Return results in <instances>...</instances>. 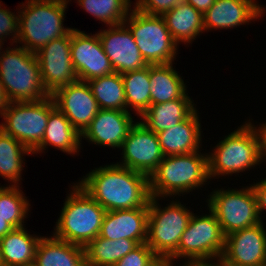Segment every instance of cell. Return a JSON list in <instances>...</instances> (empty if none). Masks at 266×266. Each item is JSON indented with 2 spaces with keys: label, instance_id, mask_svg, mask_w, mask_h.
I'll return each mask as SVG.
<instances>
[{
  "label": "cell",
  "instance_id": "obj_1",
  "mask_svg": "<svg viewBox=\"0 0 266 266\" xmlns=\"http://www.w3.org/2000/svg\"><path fill=\"white\" fill-rule=\"evenodd\" d=\"M76 183L106 211L149 207V177L115 162L91 169Z\"/></svg>",
  "mask_w": 266,
  "mask_h": 266
},
{
  "label": "cell",
  "instance_id": "obj_2",
  "mask_svg": "<svg viewBox=\"0 0 266 266\" xmlns=\"http://www.w3.org/2000/svg\"><path fill=\"white\" fill-rule=\"evenodd\" d=\"M201 151L164 156L149 177L150 195L178 199L187 194L191 195L198 189L202 190L207 183L211 184L207 152Z\"/></svg>",
  "mask_w": 266,
  "mask_h": 266
},
{
  "label": "cell",
  "instance_id": "obj_3",
  "mask_svg": "<svg viewBox=\"0 0 266 266\" xmlns=\"http://www.w3.org/2000/svg\"><path fill=\"white\" fill-rule=\"evenodd\" d=\"M70 0H25L17 7L19 27L17 44L31 53L50 41L65 36L74 28L64 27Z\"/></svg>",
  "mask_w": 266,
  "mask_h": 266
},
{
  "label": "cell",
  "instance_id": "obj_4",
  "mask_svg": "<svg viewBox=\"0 0 266 266\" xmlns=\"http://www.w3.org/2000/svg\"><path fill=\"white\" fill-rule=\"evenodd\" d=\"M66 195L52 235L86 247L99 236L107 211L75 182Z\"/></svg>",
  "mask_w": 266,
  "mask_h": 266
},
{
  "label": "cell",
  "instance_id": "obj_5",
  "mask_svg": "<svg viewBox=\"0 0 266 266\" xmlns=\"http://www.w3.org/2000/svg\"><path fill=\"white\" fill-rule=\"evenodd\" d=\"M221 139L211 152H207L210 180L233 174L237 177L239 173L242 176L241 173L260 168L257 167L262 164L258 139L247 121Z\"/></svg>",
  "mask_w": 266,
  "mask_h": 266
},
{
  "label": "cell",
  "instance_id": "obj_6",
  "mask_svg": "<svg viewBox=\"0 0 266 266\" xmlns=\"http://www.w3.org/2000/svg\"><path fill=\"white\" fill-rule=\"evenodd\" d=\"M0 81L12 102L38 101L50 96L43 86L36 54L18 44L7 46L0 53Z\"/></svg>",
  "mask_w": 266,
  "mask_h": 266
},
{
  "label": "cell",
  "instance_id": "obj_7",
  "mask_svg": "<svg viewBox=\"0 0 266 266\" xmlns=\"http://www.w3.org/2000/svg\"><path fill=\"white\" fill-rule=\"evenodd\" d=\"M207 209V214L197 215L193 212L177 250L169 257L175 266L176 263L178 265L177 261L180 264L214 263L222 257L225 235L215 214Z\"/></svg>",
  "mask_w": 266,
  "mask_h": 266
},
{
  "label": "cell",
  "instance_id": "obj_8",
  "mask_svg": "<svg viewBox=\"0 0 266 266\" xmlns=\"http://www.w3.org/2000/svg\"><path fill=\"white\" fill-rule=\"evenodd\" d=\"M170 199L169 202L167 198L151 196L149 200L146 243L157 256L170 257L177 250L181 235L194 212L191 206H186L188 203L184 204L179 198ZM160 200L168 201V204L164 203V207Z\"/></svg>",
  "mask_w": 266,
  "mask_h": 266
},
{
  "label": "cell",
  "instance_id": "obj_9",
  "mask_svg": "<svg viewBox=\"0 0 266 266\" xmlns=\"http://www.w3.org/2000/svg\"><path fill=\"white\" fill-rule=\"evenodd\" d=\"M124 23L148 65L177 61L179 45L172 38L163 16L145 14L132 6Z\"/></svg>",
  "mask_w": 266,
  "mask_h": 266
},
{
  "label": "cell",
  "instance_id": "obj_10",
  "mask_svg": "<svg viewBox=\"0 0 266 266\" xmlns=\"http://www.w3.org/2000/svg\"><path fill=\"white\" fill-rule=\"evenodd\" d=\"M249 185L241 188H212L208 198H205L206 206L215 214L225 236L261 222L256 195Z\"/></svg>",
  "mask_w": 266,
  "mask_h": 266
},
{
  "label": "cell",
  "instance_id": "obj_11",
  "mask_svg": "<svg viewBox=\"0 0 266 266\" xmlns=\"http://www.w3.org/2000/svg\"><path fill=\"white\" fill-rule=\"evenodd\" d=\"M54 107L51 96L38 101L12 102L0 115V129L33 151L43 139L50 111Z\"/></svg>",
  "mask_w": 266,
  "mask_h": 266
},
{
  "label": "cell",
  "instance_id": "obj_12",
  "mask_svg": "<svg viewBox=\"0 0 266 266\" xmlns=\"http://www.w3.org/2000/svg\"><path fill=\"white\" fill-rule=\"evenodd\" d=\"M119 151L122 152V158L117 161L118 165L148 177L164 158L157 134L149 130L139 119L130 129Z\"/></svg>",
  "mask_w": 266,
  "mask_h": 266
},
{
  "label": "cell",
  "instance_id": "obj_13",
  "mask_svg": "<svg viewBox=\"0 0 266 266\" xmlns=\"http://www.w3.org/2000/svg\"><path fill=\"white\" fill-rule=\"evenodd\" d=\"M35 54L43 86L50 95L79 80L71 58V32L50 41Z\"/></svg>",
  "mask_w": 266,
  "mask_h": 266
},
{
  "label": "cell",
  "instance_id": "obj_14",
  "mask_svg": "<svg viewBox=\"0 0 266 266\" xmlns=\"http://www.w3.org/2000/svg\"><path fill=\"white\" fill-rule=\"evenodd\" d=\"M71 58L79 81L114 73L96 32L87 33L78 28L71 31Z\"/></svg>",
  "mask_w": 266,
  "mask_h": 266
},
{
  "label": "cell",
  "instance_id": "obj_15",
  "mask_svg": "<svg viewBox=\"0 0 266 266\" xmlns=\"http://www.w3.org/2000/svg\"><path fill=\"white\" fill-rule=\"evenodd\" d=\"M97 33L115 73L123 74L148 66L125 23L107 26Z\"/></svg>",
  "mask_w": 266,
  "mask_h": 266
},
{
  "label": "cell",
  "instance_id": "obj_16",
  "mask_svg": "<svg viewBox=\"0 0 266 266\" xmlns=\"http://www.w3.org/2000/svg\"><path fill=\"white\" fill-rule=\"evenodd\" d=\"M265 225L264 222H260L225 236V247L221 259L225 263L236 266L266 264Z\"/></svg>",
  "mask_w": 266,
  "mask_h": 266
},
{
  "label": "cell",
  "instance_id": "obj_17",
  "mask_svg": "<svg viewBox=\"0 0 266 266\" xmlns=\"http://www.w3.org/2000/svg\"><path fill=\"white\" fill-rule=\"evenodd\" d=\"M50 96L55 106L80 134L100 110L89 84L84 81L78 80L75 83L62 86Z\"/></svg>",
  "mask_w": 266,
  "mask_h": 266
},
{
  "label": "cell",
  "instance_id": "obj_18",
  "mask_svg": "<svg viewBox=\"0 0 266 266\" xmlns=\"http://www.w3.org/2000/svg\"><path fill=\"white\" fill-rule=\"evenodd\" d=\"M263 6L258 0H215L203 14L204 30L208 33L249 25L265 17L266 6Z\"/></svg>",
  "mask_w": 266,
  "mask_h": 266
},
{
  "label": "cell",
  "instance_id": "obj_19",
  "mask_svg": "<svg viewBox=\"0 0 266 266\" xmlns=\"http://www.w3.org/2000/svg\"><path fill=\"white\" fill-rule=\"evenodd\" d=\"M132 114L128 111L100 109L81 133V144L85 139L89 144L101 148L120 149L130 129L138 120H135L136 115Z\"/></svg>",
  "mask_w": 266,
  "mask_h": 266
},
{
  "label": "cell",
  "instance_id": "obj_20",
  "mask_svg": "<svg viewBox=\"0 0 266 266\" xmlns=\"http://www.w3.org/2000/svg\"><path fill=\"white\" fill-rule=\"evenodd\" d=\"M149 207L107 211L100 237L110 240L133 239L138 244L147 241Z\"/></svg>",
  "mask_w": 266,
  "mask_h": 266
},
{
  "label": "cell",
  "instance_id": "obj_21",
  "mask_svg": "<svg viewBox=\"0 0 266 266\" xmlns=\"http://www.w3.org/2000/svg\"><path fill=\"white\" fill-rule=\"evenodd\" d=\"M199 114L201 113L196 109L186 120L156 133L164 156L189 154L203 148L204 135Z\"/></svg>",
  "mask_w": 266,
  "mask_h": 266
},
{
  "label": "cell",
  "instance_id": "obj_22",
  "mask_svg": "<svg viewBox=\"0 0 266 266\" xmlns=\"http://www.w3.org/2000/svg\"><path fill=\"white\" fill-rule=\"evenodd\" d=\"M48 146L72 157L82 150L81 134L56 106L50 111L43 139L32 151L33 156L47 152Z\"/></svg>",
  "mask_w": 266,
  "mask_h": 266
},
{
  "label": "cell",
  "instance_id": "obj_23",
  "mask_svg": "<svg viewBox=\"0 0 266 266\" xmlns=\"http://www.w3.org/2000/svg\"><path fill=\"white\" fill-rule=\"evenodd\" d=\"M188 93L176 100L150 105L138 118L139 121L154 133L181 123L197 109V105Z\"/></svg>",
  "mask_w": 266,
  "mask_h": 266
},
{
  "label": "cell",
  "instance_id": "obj_24",
  "mask_svg": "<svg viewBox=\"0 0 266 266\" xmlns=\"http://www.w3.org/2000/svg\"><path fill=\"white\" fill-rule=\"evenodd\" d=\"M33 266H86L85 247L60 240L52 234L42 236Z\"/></svg>",
  "mask_w": 266,
  "mask_h": 266
},
{
  "label": "cell",
  "instance_id": "obj_25",
  "mask_svg": "<svg viewBox=\"0 0 266 266\" xmlns=\"http://www.w3.org/2000/svg\"><path fill=\"white\" fill-rule=\"evenodd\" d=\"M41 237L31 234L26 226L11 230L0 239L2 266H33Z\"/></svg>",
  "mask_w": 266,
  "mask_h": 266
},
{
  "label": "cell",
  "instance_id": "obj_26",
  "mask_svg": "<svg viewBox=\"0 0 266 266\" xmlns=\"http://www.w3.org/2000/svg\"><path fill=\"white\" fill-rule=\"evenodd\" d=\"M167 28L174 41L179 44L189 45L205 33L203 15L191 4L185 1L163 15Z\"/></svg>",
  "mask_w": 266,
  "mask_h": 266
},
{
  "label": "cell",
  "instance_id": "obj_27",
  "mask_svg": "<svg viewBox=\"0 0 266 266\" xmlns=\"http://www.w3.org/2000/svg\"><path fill=\"white\" fill-rule=\"evenodd\" d=\"M173 64L149 65L151 105L182 98L188 92L186 81Z\"/></svg>",
  "mask_w": 266,
  "mask_h": 266
},
{
  "label": "cell",
  "instance_id": "obj_28",
  "mask_svg": "<svg viewBox=\"0 0 266 266\" xmlns=\"http://www.w3.org/2000/svg\"><path fill=\"white\" fill-rule=\"evenodd\" d=\"M33 155V152L20 141L5 134L0 129V177L9 186L22 185V172L25 165V156Z\"/></svg>",
  "mask_w": 266,
  "mask_h": 266
},
{
  "label": "cell",
  "instance_id": "obj_29",
  "mask_svg": "<svg viewBox=\"0 0 266 266\" xmlns=\"http://www.w3.org/2000/svg\"><path fill=\"white\" fill-rule=\"evenodd\" d=\"M139 244L133 239L110 240L98 236L86 247V266H114Z\"/></svg>",
  "mask_w": 266,
  "mask_h": 266
},
{
  "label": "cell",
  "instance_id": "obj_30",
  "mask_svg": "<svg viewBox=\"0 0 266 266\" xmlns=\"http://www.w3.org/2000/svg\"><path fill=\"white\" fill-rule=\"evenodd\" d=\"M125 90L127 111L140 117L151 105L149 65L121 74Z\"/></svg>",
  "mask_w": 266,
  "mask_h": 266
},
{
  "label": "cell",
  "instance_id": "obj_31",
  "mask_svg": "<svg viewBox=\"0 0 266 266\" xmlns=\"http://www.w3.org/2000/svg\"><path fill=\"white\" fill-rule=\"evenodd\" d=\"M100 109L127 111L122 76L112 73L87 81Z\"/></svg>",
  "mask_w": 266,
  "mask_h": 266
},
{
  "label": "cell",
  "instance_id": "obj_32",
  "mask_svg": "<svg viewBox=\"0 0 266 266\" xmlns=\"http://www.w3.org/2000/svg\"><path fill=\"white\" fill-rule=\"evenodd\" d=\"M21 189L22 186L0 185V217L14 228L25 226L31 213L29 199Z\"/></svg>",
  "mask_w": 266,
  "mask_h": 266
},
{
  "label": "cell",
  "instance_id": "obj_33",
  "mask_svg": "<svg viewBox=\"0 0 266 266\" xmlns=\"http://www.w3.org/2000/svg\"><path fill=\"white\" fill-rule=\"evenodd\" d=\"M77 1V2H76ZM75 3L85 10L90 16L95 17L104 25H118L124 23L128 16L133 1L131 0H76ZM101 21V22H100Z\"/></svg>",
  "mask_w": 266,
  "mask_h": 266
},
{
  "label": "cell",
  "instance_id": "obj_34",
  "mask_svg": "<svg viewBox=\"0 0 266 266\" xmlns=\"http://www.w3.org/2000/svg\"><path fill=\"white\" fill-rule=\"evenodd\" d=\"M3 5V6H2ZM19 13L12 12L2 3L0 5V39L6 43L8 39L9 45L17 44ZM11 37V38H10ZM7 39V40H6Z\"/></svg>",
  "mask_w": 266,
  "mask_h": 266
},
{
  "label": "cell",
  "instance_id": "obj_35",
  "mask_svg": "<svg viewBox=\"0 0 266 266\" xmlns=\"http://www.w3.org/2000/svg\"><path fill=\"white\" fill-rule=\"evenodd\" d=\"M156 256L157 255L145 242L139 244L135 249L120 259L114 266H146Z\"/></svg>",
  "mask_w": 266,
  "mask_h": 266
},
{
  "label": "cell",
  "instance_id": "obj_36",
  "mask_svg": "<svg viewBox=\"0 0 266 266\" xmlns=\"http://www.w3.org/2000/svg\"><path fill=\"white\" fill-rule=\"evenodd\" d=\"M133 7L149 14L163 16L166 12L176 7L184 0H134Z\"/></svg>",
  "mask_w": 266,
  "mask_h": 266
},
{
  "label": "cell",
  "instance_id": "obj_37",
  "mask_svg": "<svg viewBox=\"0 0 266 266\" xmlns=\"http://www.w3.org/2000/svg\"><path fill=\"white\" fill-rule=\"evenodd\" d=\"M250 126L253 128V130L256 133L257 139H258V147H259V155L261 158L262 163H266V121L262 123H257L255 125L253 119L249 117V120L245 119Z\"/></svg>",
  "mask_w": 266,
  "mask_h": 266
},
{
  "label": "cell",
  "instance_id": "obj_38",
  "mask_svg": "<svg viewBox=\"0 0 266 266\" xmlns=\"http://www.w3.org/2000/svg\"><path fill=\"white\" fill-rule=\"evenodd\" d=\"M251 186L255 192L259 216L261 222H263L265 218L264 213H266V178L263 179L262 177V179L259 182L258 181L253 182Z\"/></svg>",
  "mask_w": 266,
  "mask_h": 266
},
{
  "label": "cell",
  "instance_id": "obj_39",
  "mask_svg": "<svg viewBox=\"0 0 266 266\" xmlns=\"http://www.w3.org/2000/svg\"><path fill=\"white\" fill-rule=\"evenodd\" d=\"M186 3L191 4L202 15L214 4L215 0H184Z\"/></svg>",
  "mask_w": 266,
  "mask_h": 266
},
{
  "label": "cell",
  "instance_id": "obj_40",
  "mask_svg": "<svg viewBox=\"0 0 266 266\" xmlns=\"http://www.w3.org/2000/svg\"><path fill=\"white\" fill-rule=\"evenodd\" d=\"M11 103L12 101L0 81V115L10 107Z\"/></svg>",
  "mask_w": 266,
  "mask_h": 266
},
{
  "label": "cell",
  "instance_id": "obj_41",
  "mask_svg": "<svg viewBox=\"0 0 266 266\" xmlns=\"http://www.w3.org/2000/svg\"><path fill=\"white\" fill-rule=\"evenodd\" d=\"M146 266H175L169 257L166 256H156L149 264Z\"/></svg>",
  "mask_w": 266,
  "mask_h": 266
},
{
  "label": "cell",
  "instance_id": "obj_42",
  "mask_svg": "<svg viewBox=\"0 0 266 266\" xmlns=\"http://www.w3.org/2000/svg\"><path fill=\"white\" fill-rule=\"evenodd\" d=\"M13 229L14 227L9 222L0 217V239Z\"/></svg>",
  "mask_w": 266,
  "mask_h": 266
},
{
  "label": "cell",
  "instance_id": "obj_43",
  "mask_svg": "<svg viewBox=\"0 0 266 266\" xmlns=\"http://www.w3.org/2000/svg\"><path fill=\"white\" fill-rule=\"evenodd\" d=\"M176 266H217L215 263H181Z\"/></svg>",
  "mask_w": 266,
  "mask_h": 266
},
{
  "label": "cell",
  "instance_id": "obj_44",
  "mask_svg": "<svg viewBox=\"0 0 266 266\" xmlns=\"http://www.w3.org/2000/svg\"><path fill=\"white\" fill-rule=\"evenodd\" d=\"M217 266H236V265H233V264H228V263H225L221 258L219 260H217L216 262H214ZM257 266H266V264H260V265H257Z\"/></svg>",
  "mask_w": 266,
  "mask_h": 266
},
{
  "label": "cell",
  "instance_id": "obj_45",
  "mask_svg": "<svg viewBox=\"0 0 266 266\" xmlns=\"http://www.w3.org/2000/svg\"><path fill=\"white\" fill-rule=\"evenodd\" d=\"M4 42L0 39V53L3 51L4 47Z\"/></svg>",
  "mask_w": 266,
  "mask_h": 266
},
{
  "label": "cell",
  "instance_id": "obj_46",
  "mask_svg": "<svg viewBox=\"0 0 266 266\" xmlns=\"http://www.w3.org/2000/svg\"><path fill=\"white\" fill-rule=\"evenodd\" d=\"M0 266H2L1 253H0Z\"/></svg>",
  "mask_w": 266,
  "mask_h": 266
}]
</instances>
